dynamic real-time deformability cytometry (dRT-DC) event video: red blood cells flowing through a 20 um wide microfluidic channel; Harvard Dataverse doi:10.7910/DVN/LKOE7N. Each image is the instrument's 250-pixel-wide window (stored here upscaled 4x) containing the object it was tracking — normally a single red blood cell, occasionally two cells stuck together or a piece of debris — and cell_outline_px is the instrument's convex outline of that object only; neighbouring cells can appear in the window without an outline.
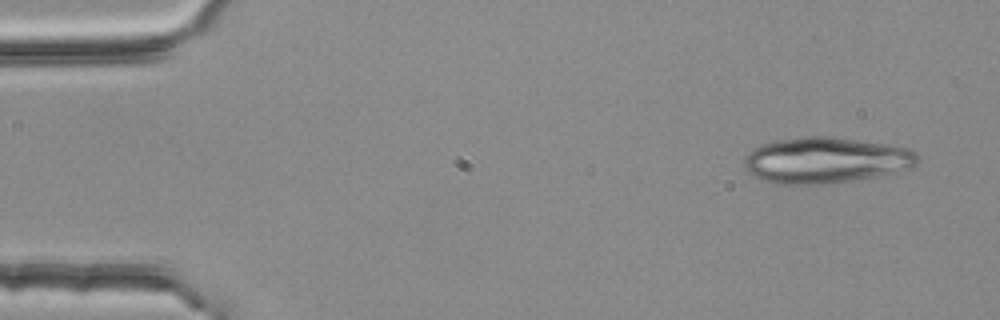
{"species": "common noctule bat (a hibernating species)", "species_latin": "Nyctalus noctula", "temperature_condition": "room temperature", "stored_images_in_passage": 4, "segment_of_instrument_passage": [1, 2], "camera_frame_rate_fps": 3000, "um_per_image_px": 0.085, "animal": {"sex": "female", "body_mass_g": 25.1}, "frame": {"image": 1, "passage_image": 1, "time_ms": 0.0, "image_size_px": [1000, 320], "cell_outline_px": [[920, 156], [916, 164], [912, 168], [880, 176], [824, 184], [772, 184], [760, 180], [748, 172], [744, 168], [744, 156], [752, 148], [772, 140], [804, 136], [832, 136], [888, 144], [908, 148], [916, 152]], "centroid_in_image_um": [70.16, 13.61], "position_along_channel_um": 14.8, "area_um2": 47.22}}